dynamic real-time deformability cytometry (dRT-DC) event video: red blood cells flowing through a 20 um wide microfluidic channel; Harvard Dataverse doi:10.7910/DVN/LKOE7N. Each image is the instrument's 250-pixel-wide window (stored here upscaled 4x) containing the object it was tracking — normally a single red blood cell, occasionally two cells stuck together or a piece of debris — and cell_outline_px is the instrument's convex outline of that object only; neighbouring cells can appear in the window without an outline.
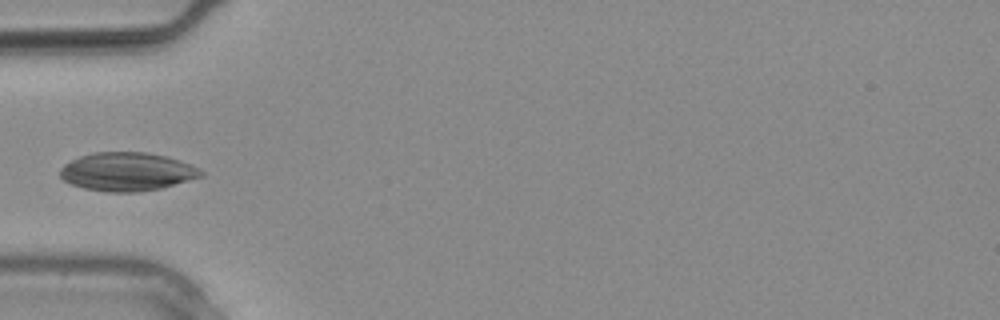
{"species": "common noctule bat (a hibernating species)", "species_latin": "Nyctalus noctula", "temperature_condition": "warm", "stored_images_in_passage": 10, "camera_frame_rate_fps": 3000, "um_per_image_px": 0.085, "animal": {"sex": "male", "body_mass_g": 20.4}, "frame": {"image": 1, "passage_image": 9, "time_ms": 2.667, "image_size_px": [1000, 320], "cell_outline_px": [[204, 176], [160, 188], [136, 192], [108, 192], [84, 188], [72, 184], [64, 180], [60, 176], [60, 168], [64, 164], [80, 156], [96, 152], [148, 152], [180, 160], [200, 168], [204, 172]], "centroid_in_image_um": [10.82, 14.59], "position_along_channel_um": 74.2, "area_um2": 31.5}}